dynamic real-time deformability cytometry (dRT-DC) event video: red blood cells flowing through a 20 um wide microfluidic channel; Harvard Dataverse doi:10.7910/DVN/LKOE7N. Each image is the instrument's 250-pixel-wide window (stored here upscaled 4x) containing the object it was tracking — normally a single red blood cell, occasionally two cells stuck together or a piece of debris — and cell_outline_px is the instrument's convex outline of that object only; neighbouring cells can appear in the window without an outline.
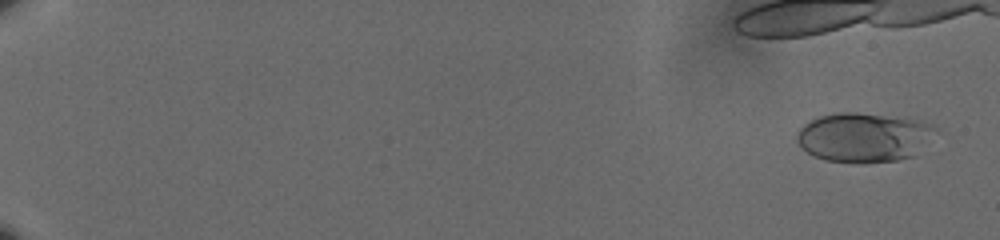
{"species": "human", "species_latin": "Homo sapiens", "temperature_condition": "cold", "stored_images_in_passage": 17, "camera_frame_rate_fps": 3000, "um_per_image_px": 0.085, "donor": {"sex": "male"}, "frame": {"image": 1, "passage_image": 3, "time_ms": 0.667, "image_size_px": [1000, 240], "cell_outline_px": [[936, 128], [912, 156], [896, 160], [824, 160], [808, 152], [796, 140], [796, 136], [800, 128], [804, 124], [820, 116], [836, 112], [856, 112], [924, 120], [932, 124]], "centroid_in_image_um": [73.38, 11.61], "position_along_channel_um": 11.6, "area_um2": 38.44}}